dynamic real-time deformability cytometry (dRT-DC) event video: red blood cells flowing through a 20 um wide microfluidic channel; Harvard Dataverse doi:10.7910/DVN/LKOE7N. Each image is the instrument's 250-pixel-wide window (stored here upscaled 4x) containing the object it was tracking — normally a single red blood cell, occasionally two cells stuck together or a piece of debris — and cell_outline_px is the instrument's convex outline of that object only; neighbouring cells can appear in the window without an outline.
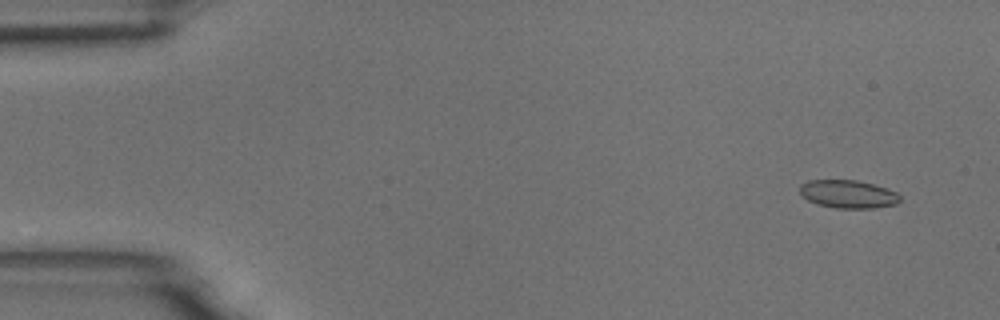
{"species": "common noctule bat (a hibernating species)", "species_latin": "Nyctalus noctula", "temperature_condition": "room temperature", "stored_images_in_passage": 55, "camera_frame_rate_fps": 3000, "um_per_image_px": 0.085, "animal": {"sex": "male", "body_mass_g": 18.8}, "frame": {"image": 1, "passage_image": 4, "time_ms": 1.0, "image_size_px": [1000, 320], "cell_outline_px": [[900, 200], [896, 204], [872, 208], [836, 208], [816, 204], [808, 200], [800, 192], [800, 184], [808, 180], [856, 180], [888, 188], [896, 192], [900, 196]], "centroid_in_image_um": [72.08, 16.49], "position_along_channel_um": 12.9, "area_um2": 16.36}}
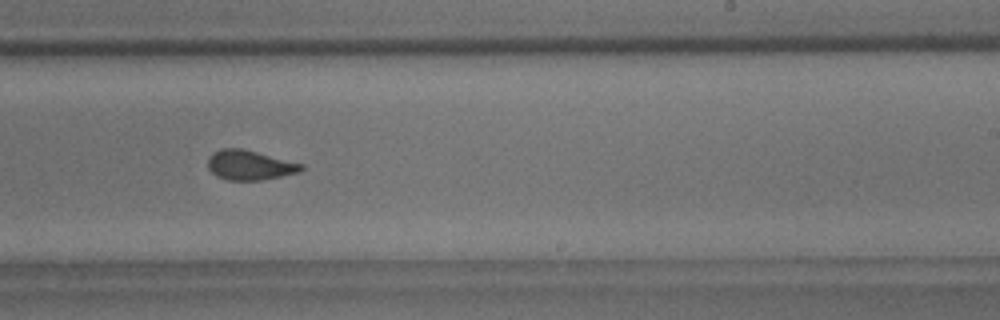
{"frame": {"image": 2, "passage_image": 34, "time_ms": 11.0, "image_size_px": [1000, 320], "cell_outline_px": [[304, 168], [300, 172], [260, 180], [228, 180], [216, 176], [208, 168], [208, 156], [212, 152], [220, 148], [240, 148], [304, 164]], "centroid_in_image_um": [21.19, 14.03], "position_along_channel_um": 267.8, "area_um2": 16.13}}
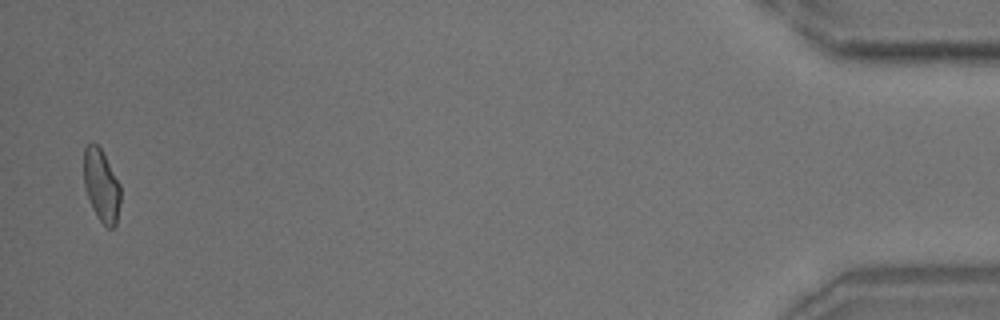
{"frame": {"image": 3, "passage_image": 54, "time_ms": 17.667, "image_size_px": [1000, 320], "cell_outline_px": [[120, 200], [116, 224], [112, 228], [108, 228], [96, 216], [92, 208], [84, 184], [84, 148], [88, 144], [96, 144], [100, 148], [120, 184]], "centroid_in_image_um": [8.62, 15.79], "position_along_channel_um": 426.6, "area_um2": 15.2}, "authors_computed_cell_mechanics": {"area_um2": 16.2418, "velocity_mm_per_s": 3.7071, "shape_relaxation_time_tau1_ms": 4.9491, "shape_relaxation_time_tau2_ms": 1.0655, "deformation_change_tau1": 0.124, "deformation_change_tau2": 0.056}}